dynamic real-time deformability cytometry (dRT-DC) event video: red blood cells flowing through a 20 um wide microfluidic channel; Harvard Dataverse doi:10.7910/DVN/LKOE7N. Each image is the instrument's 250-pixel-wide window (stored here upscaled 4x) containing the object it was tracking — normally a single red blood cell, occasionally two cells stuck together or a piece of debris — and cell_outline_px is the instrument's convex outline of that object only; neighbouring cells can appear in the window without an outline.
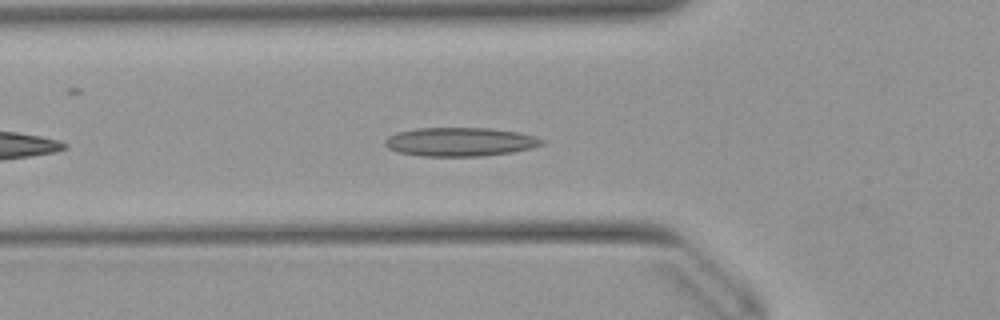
{"species": "Egyptian fruit bat (a non-hibernating species)", "species_latin": "Rousettus aegyptiacus", "temperature_condition": "warm", "stored_images_in_passage": 33, "camera_frame_rate_fps": 3000, "um_per_image_px": 0.085, "animal": {"sex": "female"}, "frame": {"image": 1, "passage_image": 6, "time_ms": 1.667, "image_size_px": [1000, 320], "cell_outline_px": [[544, 144], [532, 148], [512, 152], [484, 156], [420, 156], [400, 152], [388, 148], [384, 144], [384, 140], [388, 136], [396, 132], [416, 128], [488, 128], [516, 132], [536, 136], [544, 140]], "centroid_in_image_um": [39.1, 12.06], "position_along_channel_um": 86.7, "area_um2": 26.36}}
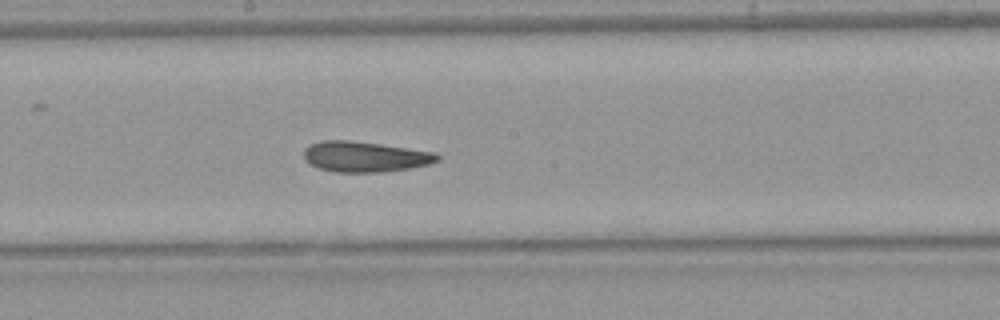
{"frame": {"image": 2, "passage_image": 16, "time_ms": 5.0, "image_size_px": [1000, 320], "cell_outline_px": [[440, 160], [428, 164], [408, 168], [384, 172], [336, 172], [320, 168], [304, 160], [304, 148], [308, 144], [324, 140], [348, 140], [380, 144], [436, 152], [440, 156]], "centroid_in_image_um": [31.01, 13.31], "position_along_channel_um": 217.2, "area_um2": 23.7}}
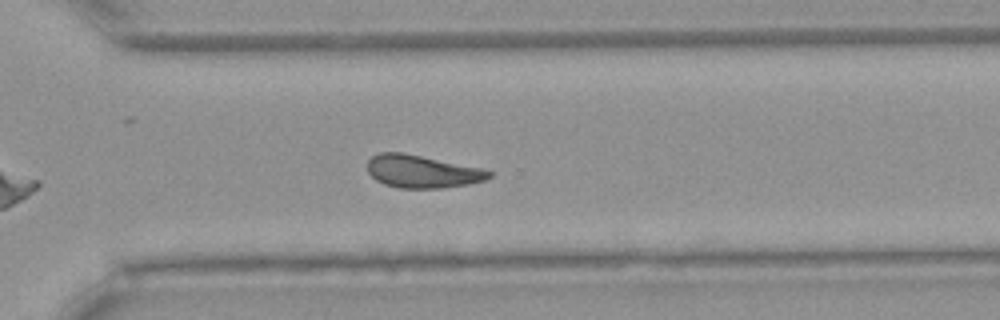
{"frame": {"image": 3, "passage_image": 25, "time_ms": 8.0, "image_size_px": [1000, 320], "cell_outline_px": [[492, 176], [484, 180], [468, 184], [444, 188], [400, 188], [384, 184], [376, 180], [368, 172], [368, 160], [372, 156], [380, 152], [400, 152], [480, 168], [492, 172]], "centroid_in_image_um": [35.85, 14.58], "position_along_channel_um": 334.7, "area_um2": 22.89}, "authors_computed_cell_mechanics": {"area_um2": 23.7558, "velocity_mm_per_s": 3.9186, "shape_relaxation_time_tau1_ms": null, "shape_relaxation_time_tau2_ms": 3.8357, "deformation_change_tau1": null, "deformation_change_tau2": 0.1322}}